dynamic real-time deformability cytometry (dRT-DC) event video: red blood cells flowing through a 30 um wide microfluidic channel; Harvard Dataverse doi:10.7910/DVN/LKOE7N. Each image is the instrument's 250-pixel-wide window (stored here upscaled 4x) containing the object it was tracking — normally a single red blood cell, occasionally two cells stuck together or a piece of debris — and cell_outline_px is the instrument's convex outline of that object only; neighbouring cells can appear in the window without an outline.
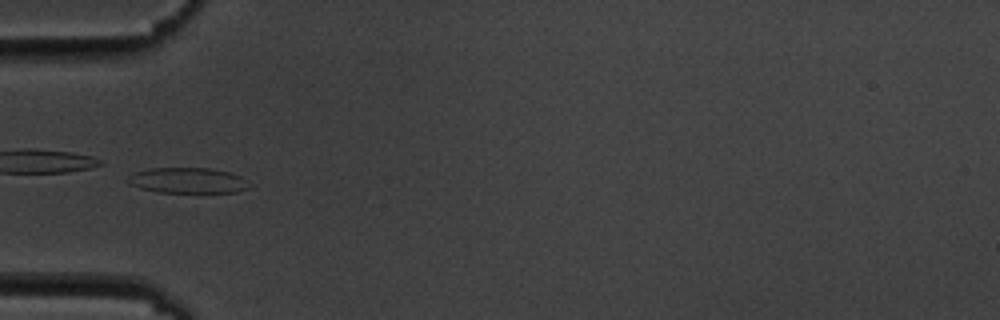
{"species": "common noctule bat (a hibernating species)", "species_latin": "Nyctalus noctula", "temperature_condition": "cold", "stored_images_in_passage": 5, "camera_frame_rate_fps": 3000, "um_per_image_px": 0.085, "animal": {"sex": "male", "body_mass_g": 19.5, "forearm_length_mm": 54.6}, "frame": {"image": 1, "passage_image": 5, "time_ms": 4.667, "image_size_px": [1000, 320], "cell_outline_px": [[252, 188], [236, 192], [160, 192], [140, 188], [128, 184], [124, 180], [128, 176], [136, 172], [148, 168], [212, 168], [228, 172], [240, 176], [252, 184]], "centroid_in_image_um": [15.97, 15.34], "position_along_channel_um": 69.0, "area_um2": 18.26}}